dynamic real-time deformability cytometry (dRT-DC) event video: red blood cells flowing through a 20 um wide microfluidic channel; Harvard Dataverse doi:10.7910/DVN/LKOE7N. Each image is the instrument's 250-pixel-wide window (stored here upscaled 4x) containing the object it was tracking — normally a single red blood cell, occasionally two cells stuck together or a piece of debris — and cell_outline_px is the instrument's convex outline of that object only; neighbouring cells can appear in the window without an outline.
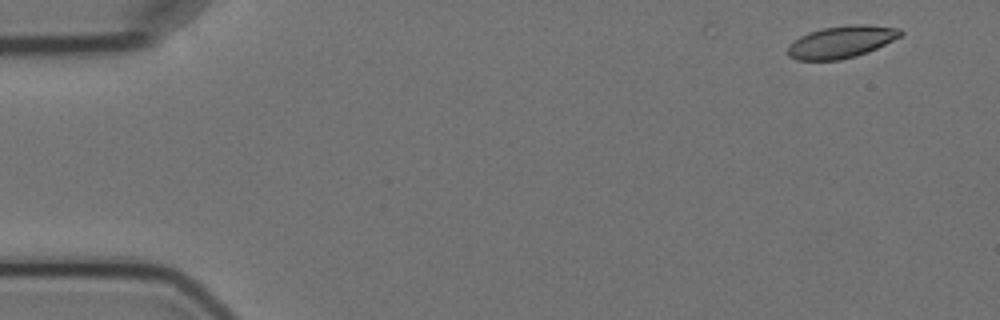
{"species": "Egyptian fruit bat (a non-hibernating species)", "species_latin": "Rousettus aegyptiacus", "temperature_condition": "cold", "stored_images_in_passage": 4, "camera_frame_rate_fps": 3000, "um_per_image_px": 0.085, "animal": {"sex": "female"}, "frame": {"image": 1, "passage_image": 1, "time_ms": 0.0, "image_size_px": [1000, 320], "cell_outline_px": [[904, 32], [900, 36], [868, 52], [856, 56], [840, 60], [796, 60], [788, 56], [788, 44], [800, 36], [808, 32], [824, 28], [852, 24], [864, 24], [900, 28]], "centroid_in_image_um": [71.49, 3.56], "position_along_channel_um": 13.5, "area_um2": 21.1}}
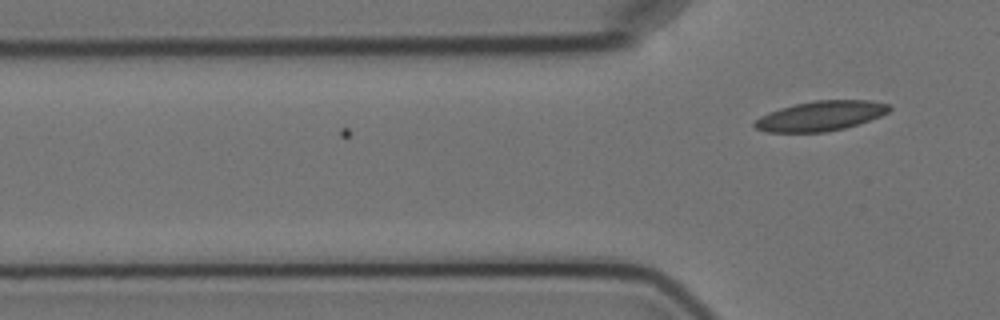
{"frame": {"image": 2, "passage_image": 4, "time_ms": 4.333, "image_size_px": [1000, 320], "cell_outline_px": [[892, 108], [888, 112], [880, 116], [844, 128], [824, 132], [768, 132], [756, 128], [752, 124], [760, 116], [768, 112], [780, 108], [796, 104], [816, 100], [868, 100], [888, 104]], "centroid_in_image_um": [69.74, 9.85], "position_along_channel_um": 56.1, "area_um2": 23.18}}